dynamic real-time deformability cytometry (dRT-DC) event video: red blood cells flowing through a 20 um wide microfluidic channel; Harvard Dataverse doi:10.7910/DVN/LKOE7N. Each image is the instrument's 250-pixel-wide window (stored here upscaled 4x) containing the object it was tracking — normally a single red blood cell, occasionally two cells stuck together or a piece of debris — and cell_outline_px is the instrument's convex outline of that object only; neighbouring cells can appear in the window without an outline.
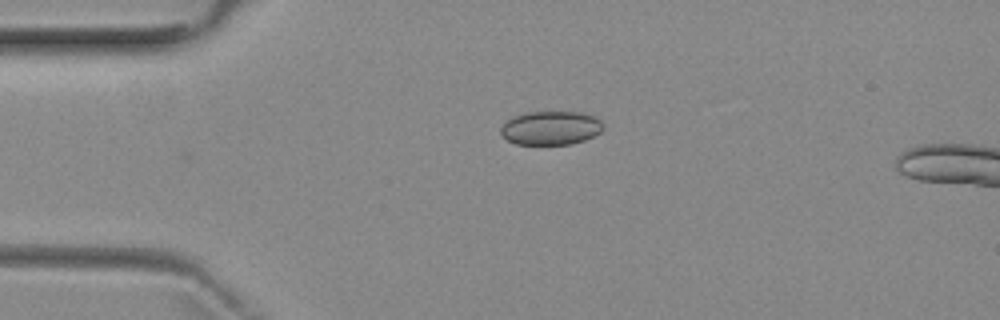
{"species": "common noctule bat (a hibernating species)", "species_latin": "Nyctalus noctula", "temperature_condition": "room temperature", "stored_images_in_passage": 2, "camera_frame_rate_fps": 3000, "um_per_image_px": 0.085, "animal": {"sex": "female", "body_mass_g": 29.2, "forearm_length_mm": 56.3}, "frame": {"image": 1, "passage_image": 2, "time_ms": 1.333, "image_size_px": [1000, 320], "cell_outline_px": [[604, 128], [600, 132], [584, 140], [572, 144], [516, 144], [508, 140], [500, 132], [500, 128], [512, 116], [528, 112], [580, 112], [596, 116], [604, 124]], "centroid_in_image_um": [46.84, 10.87], "position_along_channel_um": 38.2, "area_um2": 20.17}}